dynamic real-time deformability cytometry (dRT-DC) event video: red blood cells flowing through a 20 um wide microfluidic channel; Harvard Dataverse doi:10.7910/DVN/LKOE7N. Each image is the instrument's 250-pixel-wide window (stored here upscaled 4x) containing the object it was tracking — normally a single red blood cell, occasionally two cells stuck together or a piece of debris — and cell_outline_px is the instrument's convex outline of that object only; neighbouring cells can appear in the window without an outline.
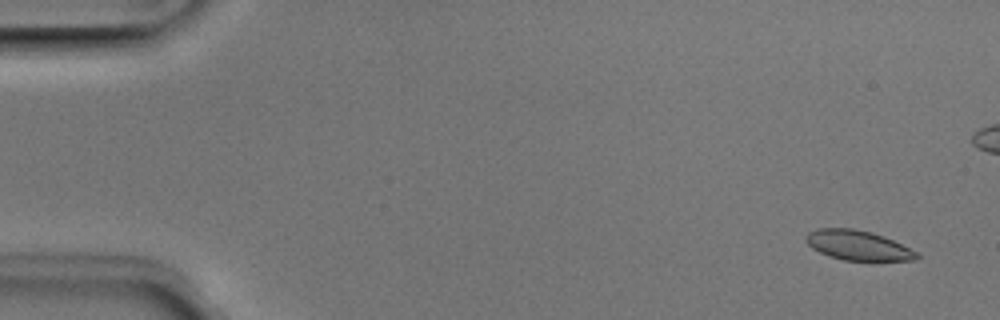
{"species": "Egyptian fruit bat (a non-hibernating species)", "species_latin": "Rousettus aegyptiacus", "temperature_condition": "room temperature", "stored_images_in_passage": 5, "camera_frame_rate_fps": 3000, "um_per_image_px": 0.085, "animal": {"sex": "male"}, "frame": {"image": 1, "passage_image": 1, "time_ms": 0.0, "image_size_px": [1000, 320], "cell_outline_px": [[920, 256], [916, 260], [844, 260], [828, 256], [812, 248], [804, 240], [804, 236], [808, 232], [816, 228], [852, 228], [872, 232], [884, 236], [920, 252]], "centroid_in_image_um": [72.92, 20.84], "position_along_channel_um": 12.1, "area_um2": 19.42}}
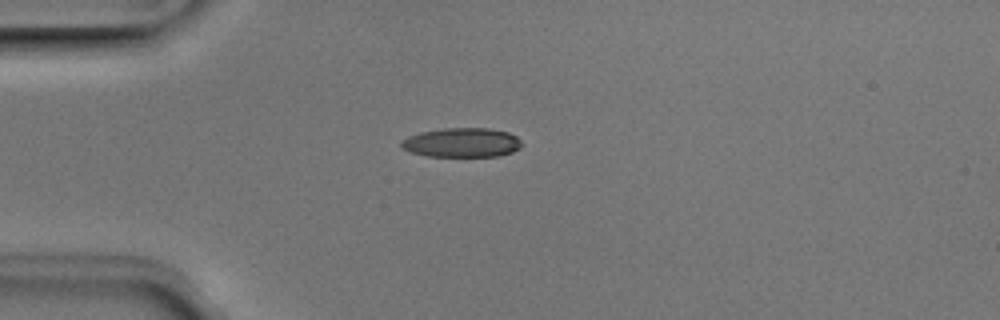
{"frame": {"image": 2, "passage_image": 5, "time_ms": 1.333, "image_size_px": [1000, 320], "cell_outline_px": [[524, 144], [520, 148], [512, 152], [500, 156], [428, 156], [412, 152], [400, 148], [400, 144], [408, 136], [420, 132], [444, 128], [488, 128], [508, 132], [516, 136]], "centroid_in_image_um": [39.29, 12.12], "position_along_channel_um": 45.7, "area_um2": 20.63}}